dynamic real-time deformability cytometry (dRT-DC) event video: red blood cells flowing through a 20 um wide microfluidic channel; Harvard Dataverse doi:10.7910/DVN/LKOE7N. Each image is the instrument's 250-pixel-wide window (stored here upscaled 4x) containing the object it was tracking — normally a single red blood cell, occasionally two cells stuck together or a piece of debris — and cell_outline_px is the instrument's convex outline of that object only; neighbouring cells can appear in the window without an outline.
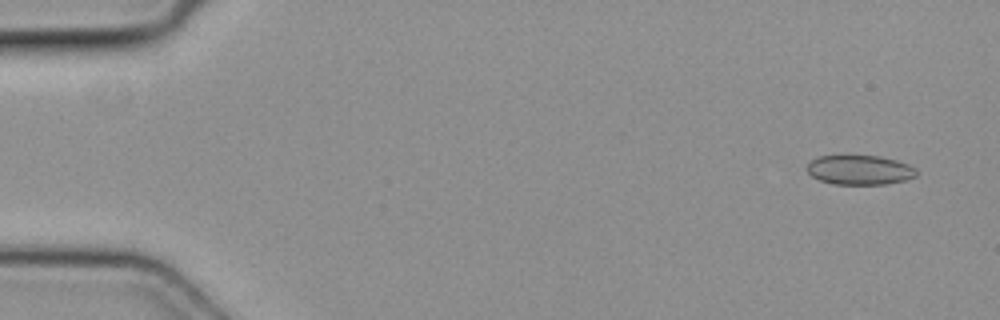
{"species": "common noctule bat (a hibernating species)", "species_latin": "Nyctalus noctula", "temperature_condition": "cold", "stored_images_in_passage": 5, "camera_frame_rate_fps": 3000, "um_per_image_px": 0.085, "animal": {"sex": "female", "body_mass_g": 19.3, "forearm_length_mm": 54.1}, "frame": {"image": 1, "passage_image": 1, "time_ms": 0.0, "image_size_px": [1000, 320], "cell_outline_px": [[916, 176], [904, 180], [884, 184], [836, 184], [820, 180], [812, 176], [804, 168], [812, 160], [820, 156], [880, 156], [896, 160], [908, 164], [916, 168]], "centroid_in_image_um": [73.07, 14.44], "position_along_channel_um": 11.9, "area_um2": 18.67}}
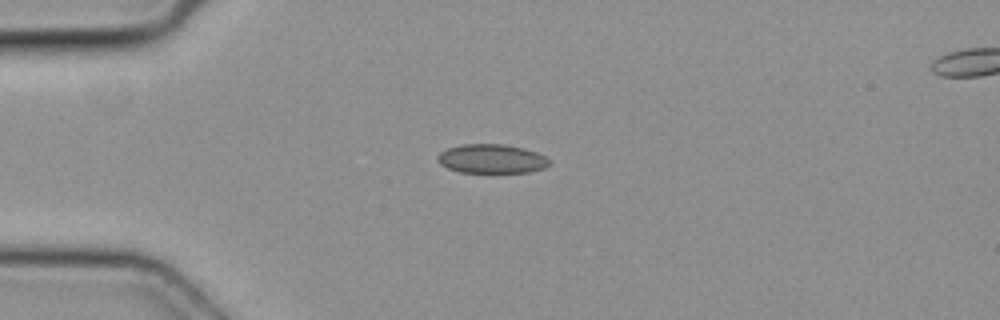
{"frame": {"image": 2, "passage_image": 4, "time_ms": 1.0, "image_size_px": [1000, 320], "cell_outline_px": [[552, 164], [544, 168], [528, 172], [460, 172], [448, 168], [440, 164], [436, 156], [440, 152], [448, 148], [464, 144], [504, 144], [524, 148], [536, 152], [544, 156]], "centroid_in_image_um": [41.79, 13.49], "position_along_channel_um": 43.2, "area_um2": 18.84}}